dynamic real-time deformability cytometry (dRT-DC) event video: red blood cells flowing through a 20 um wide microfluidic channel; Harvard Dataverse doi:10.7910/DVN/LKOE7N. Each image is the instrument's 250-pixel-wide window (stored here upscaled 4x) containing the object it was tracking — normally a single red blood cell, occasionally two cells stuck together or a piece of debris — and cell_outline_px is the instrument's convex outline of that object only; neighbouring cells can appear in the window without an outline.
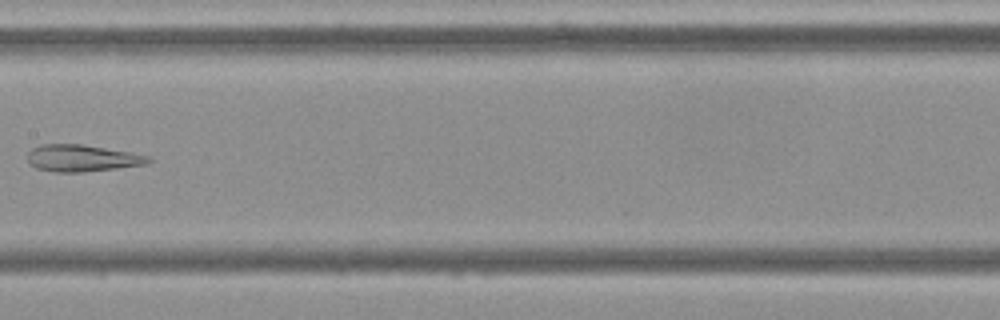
{"species": "Egyptian fruit bat (a non-hibernating species)", "species_latin": "Rousettus aegyptiacus", "temperature_condition": "cold", "stored_images_in_passage": 9, "camera_frame_rate_fps": 3000, "um_per_image_px": 0.085, "frame": {"image": 1, "passage_image": 8, "time_ms": 8.333, "image_size_px": [1000, 320], "cell_outline_px": [[152, 160], [148, 164], [84, 172], [52, 172], [36, 168], [28, 164], [28, 152], [32, 148], [40, 144], [80, 144], [132, 152], [152, 156]], "centroid_in_image_um": [6.98, 13.44], "position_along_channel_um": 200.4, "area_um2": 19.13}}
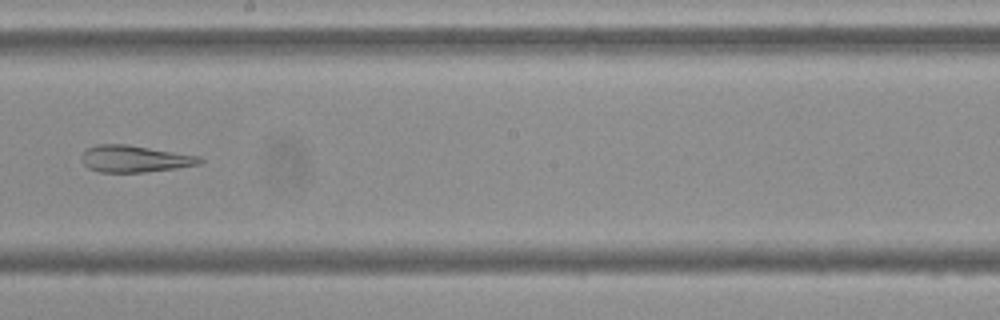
{"frame": {"image": 2, "passage_image": 9, "time_ms": 9.333, "image_size_px": [1000, 320], "cell_outline_px": [[204, 160], [200, 164], [176, 168], [144, 172], [100, 172], [88, 168], [84, 164], [80, 156], [88, 148], [96, 144], [128, 144], [200, 156]], "centroid_in_image_um": [11.45, 13.49], "position_along_channel_um": 236.8, "area_um2": 18.5}}